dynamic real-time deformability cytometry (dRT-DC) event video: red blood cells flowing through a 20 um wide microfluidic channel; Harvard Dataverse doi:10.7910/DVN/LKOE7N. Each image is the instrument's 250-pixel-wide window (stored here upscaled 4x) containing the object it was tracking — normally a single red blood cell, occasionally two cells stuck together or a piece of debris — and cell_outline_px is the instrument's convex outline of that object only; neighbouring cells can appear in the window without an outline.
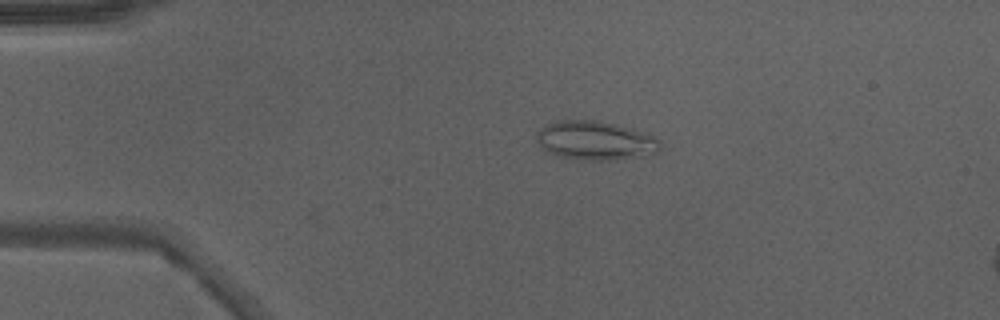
{"species": "Egyptian fruit bat (a non-hibernating species)", "species_latin": "Rousettus aegyptiacus", "temperature_condition": "warm", "stored_images_in_passage": 44, "camera_frame_rate_fps": 3000, "um_per_image_px": 0.085, "animal": {"sex": "male"}, "frame": {"image": 1, "passage_image": 6, "time_ms": 1.667, "image_size_px": [1000, 320], "cell_outline_px": [[660, 148], [656, 152], [640, 156], [616, 160], [580, 160], [556, 156], [544, 148], [536, 140], [536, 132], [540, 128], [548, 124], [560, 120], [600, 120], [616, 124], [656, 136], [660, 140]], "centroid_in_image_um": [50.6, 11.94], "position_along_channel_um": 34.4, "area_um2": 28.09}}
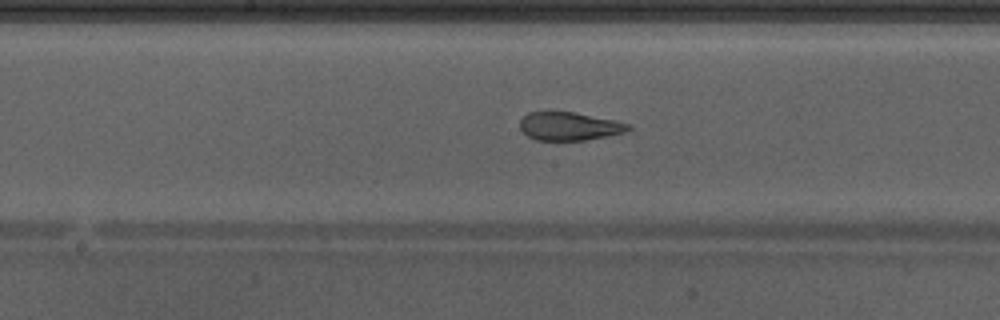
{"frame": {"image": 2, "passage_image": 21, "time_ms": 6.667, "image_size_px": [1000, 320], "cell_outline_px": [[632, 128], [624, 132], [584, 140], [536, 140], [528, 136], [520, 128], [520, 120], [528, 112], [576, 112], [616, 120], [632, 124]], "centroid_in_image_um": [48.41, 10.72], "position_along_channel_um": 199.8, "area_um2": 17.8}}
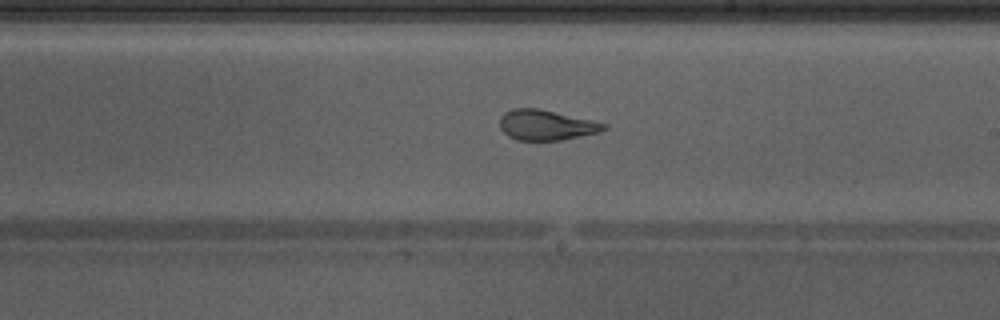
{"frame": {"image": 3, "passage_image": 24, "time_ms": 7.667, "image_size_px": [1000, 320], "cell_outline_px": [[608, 128], [600, 132], [560, 140], [516, 140], [508, 136], [500, 128], [500, 116], [504, 112], [512, 108], [540, 108], [592, 120], [608, 124]], "centroid_in_image_um": [46.42, 10.62], "position_along_channel_um": 242.6, "area_um2": 18.5}, "authors_computed_cell_mechanics": {"area_um2": 20.808, "velocity_mm_per_s": 4.2879, "shape_relaxation_time_tau1_ms": null, "shape_relaxation_time_tau2_ms": 1.2143, "deformation_change_tau1": null, "deformation_change_tau2": 0.0822}}